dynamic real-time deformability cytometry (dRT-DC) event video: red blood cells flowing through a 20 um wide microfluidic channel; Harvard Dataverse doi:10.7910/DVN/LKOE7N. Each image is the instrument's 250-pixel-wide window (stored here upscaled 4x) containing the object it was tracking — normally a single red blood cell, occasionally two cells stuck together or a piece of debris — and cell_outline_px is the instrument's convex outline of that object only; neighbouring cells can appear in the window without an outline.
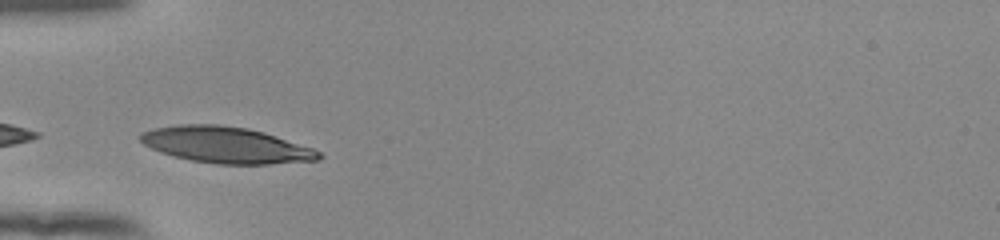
{"species": "human", "species_latin": "Homo sapiens", "temperature_condition": "room temperature", "stored_images_in_passage": 28, "camera_frame_rate_fps": 3000, "um_per_image_px": 0.085, "donor": {"sex": "female"}, "frame": {"image": 1, "passage_image": 1, "time_ms": 0.0, "image_size_px": [1000, 240], "cell_outline_px": [[324, 156], [320, 160], [268, 164], [216, 164], [192, 160], [160, 152], [144, 144], [140, 140], [140, 132], [156, 128], [180, 124], [220, 124], [248, 128], [264, 132], [312, 148], [320, 152]], "centroid_in_image_um": [19.23, 12.32], "position_along_channel_um": 65.8, "area_um2": 37.51}}
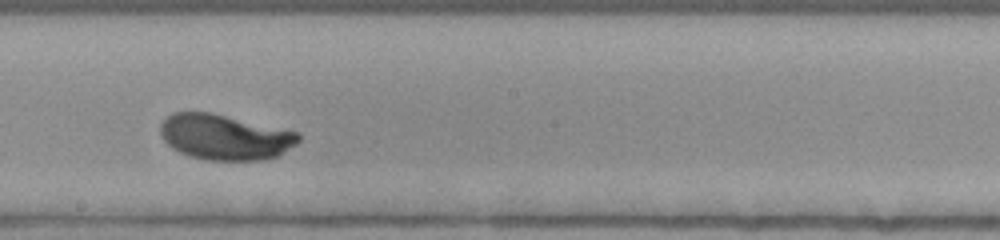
{"frame": {"image": 2, "passage_image": 14, "time_ms": 4.333, "image_size_px": [1000, 240], "cell_outline_px": [[300, 140], [296, 144], [276, 156], [264, 160], [204, 160], [180, 152], [172, 148], [164, 140], [160, 132], [160, 124], [172, 112], [212, 112], [300, 132]], "centroid_in_image_um": [19.12, 11.64], "position_along_channel_um": 229.1, "area_um2": 36.65}}
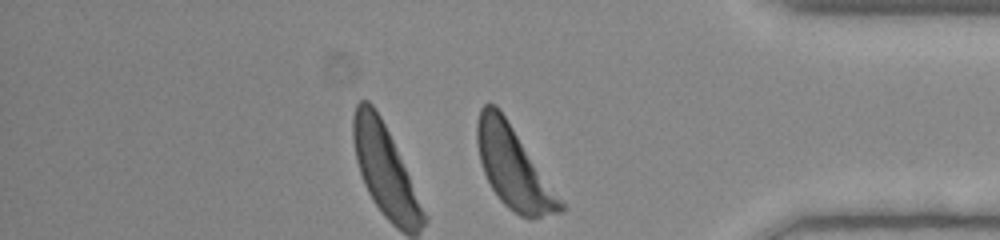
{"frame": {"image": 3, "passage_image": 28, "time_ms": 9.0, "image_size_px": [1000, 240], "cell_outline_px": [[564, 208], [560, 212], [540, 216], [520, 216], [508, 208], [500, 200], [492, 188], [484, 172], [480, 160], [476, 140], [476, 124], [480, 108], [484, 104], [496, 104], [500, 108], [564, 204]], "centroid_in_image_um": [43.59, 14.19], "position_along_channel_um": 391.6, "area_um2": 38.49}, "authors_computed_cell_mechanics": {"area_um2": 36.8764, "velocity_mm_per_s": 3.8239, "shape_relaxation_time_tau1_ms": 2.5037, "shape_relaxation_time_tau2_ms": null, "deformation_change_tau1": 0.166, "deformation_change_tau2": null}}